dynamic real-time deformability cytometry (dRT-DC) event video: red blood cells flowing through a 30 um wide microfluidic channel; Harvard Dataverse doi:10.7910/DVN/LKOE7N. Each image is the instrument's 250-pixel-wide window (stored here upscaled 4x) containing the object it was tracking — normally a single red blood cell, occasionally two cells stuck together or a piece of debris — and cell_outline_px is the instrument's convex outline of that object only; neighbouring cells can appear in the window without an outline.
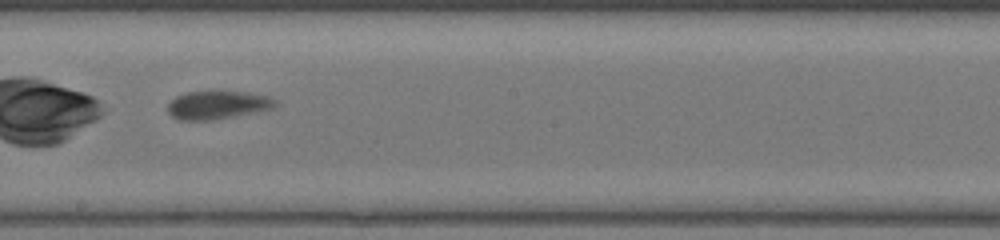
{"species": "common noctule bat (a hibernating species)", "species_latin": "Nyctalus noctula", "temperature_condition": "warm", "stored_images_in_passage": 28, "camera_frame_rate_fps": 3000, "um_per_image_px": 0.085, "animal": {"sex": "female", "body_mass_g": 17.0, "forearm_length_mm": 48.0}, "frame": {"image": 1, "passage_image": 13, "time_ms": 4.0, "image_size_px": [1000, 240], "cell_outline_px": [[276, 104], [272, 108], [212, 120], [180, 120], [172, 116], [168, 112], [168, 104], [176, 96], [188, 92], [244, 92], [268, 96], [276, 100]], "centroid_in_image_um": [18.45, 8.92], "position_along_channel_um": 229.7, "area_um2": 17.22}}
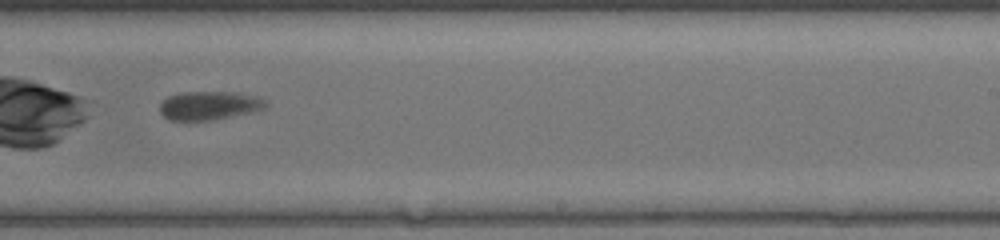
{"frame": {"image": 2, "passage_image": 16, "time_ms": 5.0, "image_size_px": [1000, 240], "cell_outline_px": [[268, 104], [264, 108], [252, 112], [212, 120], [168, 120], [160, 112], [160, 104], [168, 96], [180, 92], [232, 92], [256, 96], [268, 100]], "centroid_in_image_um": [17.79, 8.96], "position_along_channel_um": 271.2, "area_um2": 17.69}, "authors_computed_cell_mechanics": {"area_um2": 18.207, "velocity_mm_per_s": 4.1691, "shape_relaxation_time_tau1_ms": 2.8549, "shape_relaxation_time_tau2_ms": null, "deformation_change_tau1": 0.1431, "deformation_change_tau2": null}}